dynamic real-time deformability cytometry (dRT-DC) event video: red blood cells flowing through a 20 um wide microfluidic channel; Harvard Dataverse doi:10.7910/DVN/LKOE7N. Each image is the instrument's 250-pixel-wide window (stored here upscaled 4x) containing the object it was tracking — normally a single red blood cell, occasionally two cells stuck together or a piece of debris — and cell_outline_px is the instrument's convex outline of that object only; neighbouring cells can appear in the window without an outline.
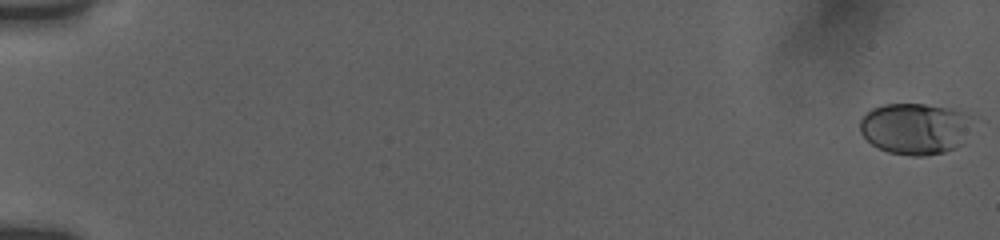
{"species": "human", "species_latin": "Homo sapiens", "temperature_condition": "room temperature", "stored_images_in_passage": 35, "camera_frame_rate_fps": 3000, "um_per_image_px": 0.085, "donor": {"sex": "female"}, "frame": {"image": 1, "passage_image": 2, "time_ms": 0.333, "image_size_px": [1000, 240], "cell_outline_px": [[960, 144], [944, 152], [924, 156], [912, 156], [888, 152], [876, 148], [860, 132], [860, 120], [872, 108], [884, 104], [924, 104], [952, 108], [960, 112]], "centroid_in_image_um": [77.53, 10.94], "position_along_channel_um": 7.5, "area_um2": 31.85}}
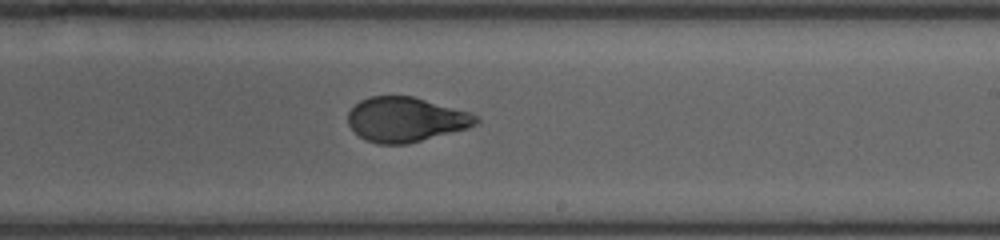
{"frame": {"image": 2, "passage_image": 19, "time_ms": 12.0, "image_size_px": [1000, 240], "cell_outline_px": [[480, 120], [476, 124], [468, 128], [408, 144], [376, 144], [360, 136], [348, 124], [348, 112], [360, 100], [368, 96], [412, 96], [468, 112], [476, 116]], "centroid_in_image_um": [34.47, 10.16], "position_along_channel_um": 254.5, "area_um2": 33.06}}
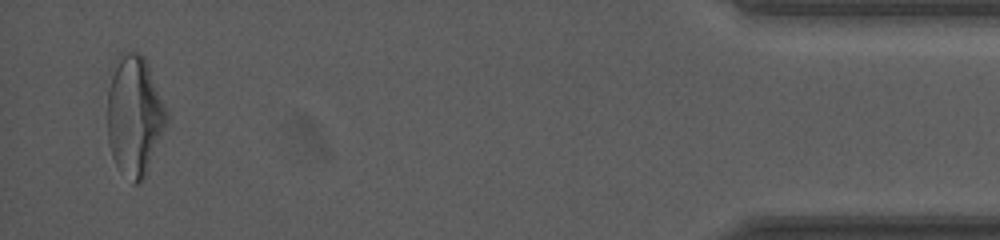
{"frame": {"image": 3, "passage_image": 34, "time_ms": 18.333, "image_size_px": [1000, 240], "cell_outline_px": [[168, 124], [148, 168], [144, 176], [136, 184], [132, 184], [120, 172], [112, 156], [108, 144], [108, 88], [116, 56], [120, 52], [136, 52], [144, 56], [168, 112]], "centroid_in_image_um": [11.42, 9.83], "position_along_channel_um": 423.8, "area_um2": 41.62}, "authors_computed_cell_mechanics": {"area_um2": 33.524, "velocity_mm_per_s": 3.7772, "shape_relaxation_time_tau1_ms": 3.2915, "shape_relaxation_time_tau2_ms": 0.0251, "deformation_change_tau1": 0.1273, "deformation_change_tau2": 0.0346}}